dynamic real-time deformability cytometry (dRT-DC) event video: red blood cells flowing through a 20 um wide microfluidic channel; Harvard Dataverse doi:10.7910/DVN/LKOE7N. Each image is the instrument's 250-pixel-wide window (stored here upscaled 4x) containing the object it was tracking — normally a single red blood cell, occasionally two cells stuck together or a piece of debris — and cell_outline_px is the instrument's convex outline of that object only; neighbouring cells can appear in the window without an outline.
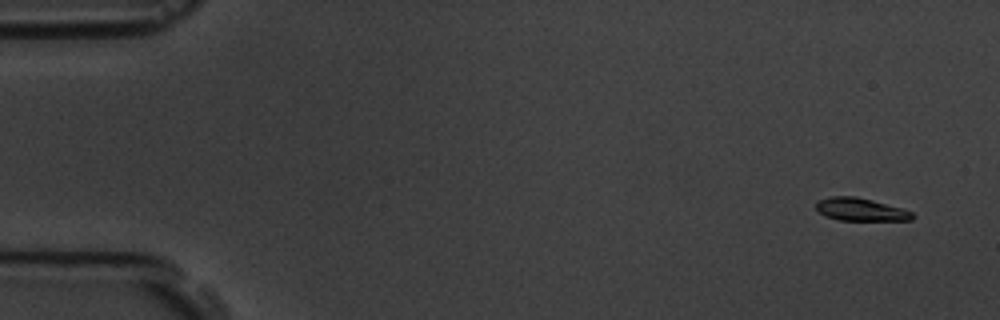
{"species": "common noctule bat (a hibernating species)", "species_latin": "Nyctalus noctula", "temperature_condition": "room temperature", "stored_images_in_passage": 5, "camera_frame_rate_fps": 3000, "um_per_image_px": 0.085, "animal": {"sex": "male", "body_mass_g": 19.5, "forearm_length_mm": 54.6}, "frame": {"image": 1, "passage_image": 1, "time_ms": 0.0, "image_size_px": [1000, 320], "cell_outline_px": [[916, 216], [912, 220], [840, 220], [828, 216], [820, 212], [816, 208], [816, 204], [820, 200], [832, 196], [856, 196], [904, 208], [912, 212]], "centroid_in_image_um": [73.23, 17.8], "position_along_channel_um": 11.8, "area_um2": 12.72}}
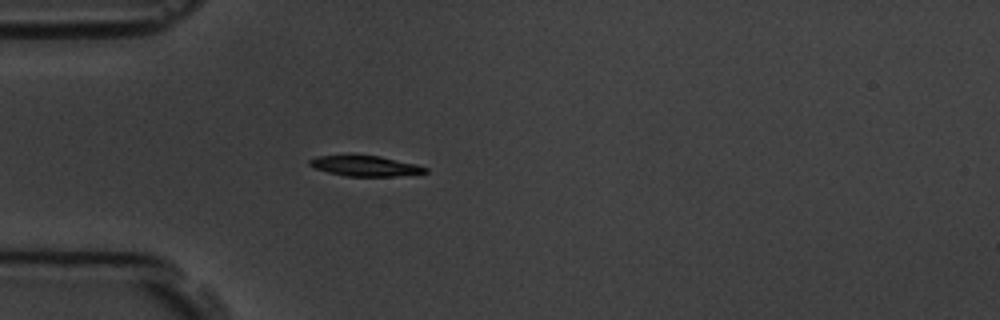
{"frame": {"image": 2, "passage_image": 5, "time_ms": 4.333, "image_size_px": [1000, 320], "cell_outline_px": [[428, 172], [396, 176], [344, 176], [328, 172], [316, 168], [308, 164], [308, 160], [316, 156], [380, 156], [416, 164], [428, 168]], "centroid_in_image_um": [31.05, 14.11], "position_along_channel_um": 53.9, "area_um2": 13.53}}